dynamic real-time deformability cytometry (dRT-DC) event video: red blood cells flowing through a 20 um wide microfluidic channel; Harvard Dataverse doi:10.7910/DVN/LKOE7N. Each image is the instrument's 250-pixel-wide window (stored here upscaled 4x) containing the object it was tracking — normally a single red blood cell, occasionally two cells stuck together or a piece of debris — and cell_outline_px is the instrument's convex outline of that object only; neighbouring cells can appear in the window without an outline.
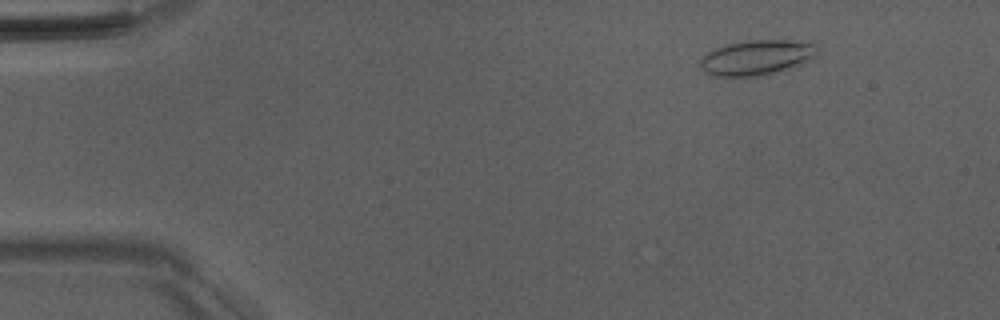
{"species": "Egyptian fruit bat (a non-hibernating species)", "species_latin": "Rousettus aegyptiacus", "temperature_condition": "room temperature", "stored_images_in_passage": 14, "camera_frame_rate_fps": 3000, "um_per_image_px": 0.085, "animal": {"sex": "male"}, "frame": {"image": 1, "passage_image": 7, "time_ms": 2.0, "image_size_px": [1000, 320], "cell_outline_px": [[820, 52], [816, 56], [800, 64], [772, 72], [756, 76], [716, 76], [704, 72], [700, 64], [700, 60], [708, 52], [716, 48], [728, 44], [748, 40], [784, 40], [816, 44], [820, 48]], "centroid_in_image_um": [64.33, 4.88], "position_along_channel_um": 20.7, "area_um2": 23.52}}